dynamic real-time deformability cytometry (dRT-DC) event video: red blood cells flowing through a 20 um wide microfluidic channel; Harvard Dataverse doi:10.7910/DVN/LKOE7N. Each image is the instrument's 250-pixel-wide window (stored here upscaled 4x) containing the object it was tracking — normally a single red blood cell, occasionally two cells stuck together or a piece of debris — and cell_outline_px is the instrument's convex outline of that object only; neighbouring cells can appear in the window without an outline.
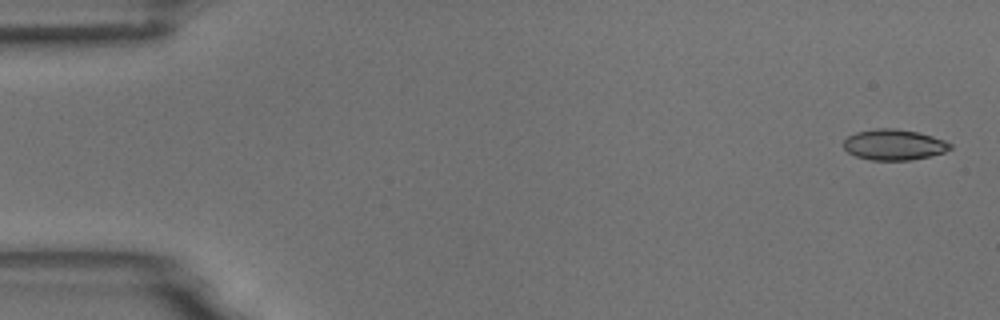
{"species": "common noctule bat (a hibernating species)", "species_latin": "Nyctalus noctula", "temperature_condition": "room temperature", "stored_images_in_passage": 5, "camera_frame_rate_fps": 3000, "um_per_image_px": 0.085, "animal": {"sex": "male", "body_mass_g": 18.8}, "frame": {"image": 1, "passage_image": 1, "time_ms": 0.0, "image_size_px": [1000, 320], "cell_outline_px": [[952, 148], [944, 152], [912, 160], [872, 160], [856, 156], [848, 152], [844, 148], [844, 140], [848, 136], [856, 132], [876, 128], [892, 128], [916, 132], [932, 136], [944, 140], [952, 144]], "centroid_in_image_um": [75.98, 12.3], "position_along_channel_um": 9.0, "area_um2": 18.96}}
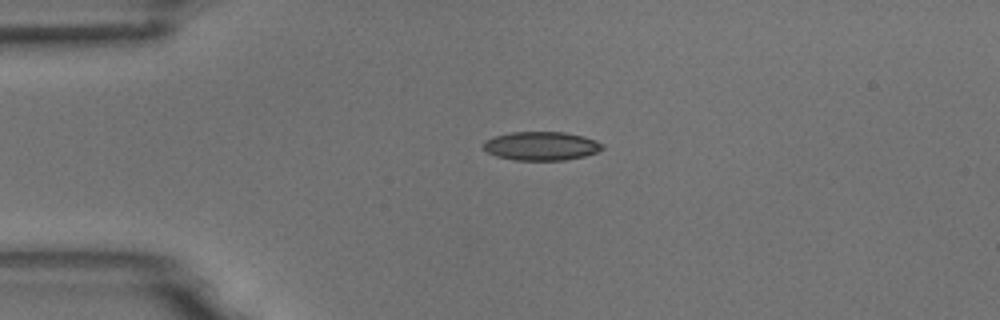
{"frame": {"image": 2, "passage_image": 4, "time_ms": 1.0, "image_size_px": [1000, 320], "cell_outline_px": [[604, 148], [596, 152], [584, 156], [564, 160], [516, 160], [496, 156], [488, 152], [484, 148], [484, 140], [508, 132], [564, 132], [584, 136], [596, 140], [604, 144]], "centroid_in_image_um": [46.03, 12.4], "position_along_channel_um": 39.0, "area_um2": 19.88}}